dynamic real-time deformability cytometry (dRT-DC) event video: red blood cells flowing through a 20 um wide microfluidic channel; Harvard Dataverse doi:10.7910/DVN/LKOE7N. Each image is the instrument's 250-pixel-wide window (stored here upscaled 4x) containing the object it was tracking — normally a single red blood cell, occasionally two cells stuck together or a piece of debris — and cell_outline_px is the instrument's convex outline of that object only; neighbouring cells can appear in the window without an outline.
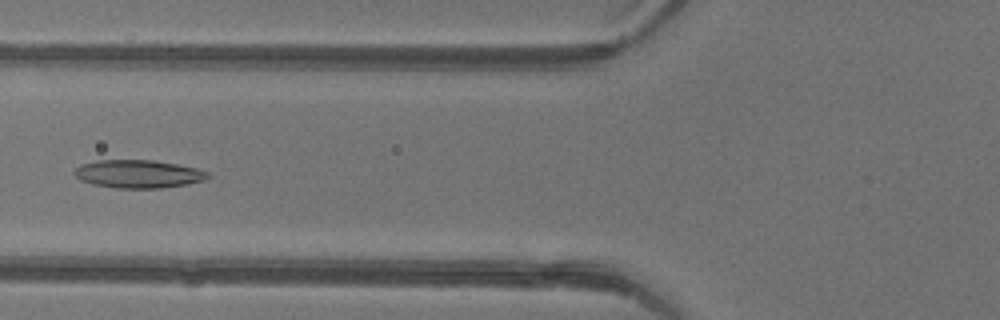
{"species": "common noctule bat (a hibernating species)", "species_latin": "Nyctalus noctula", "temperature_condition": "warm", "stored_images_in_passage": 47, "camera_frame_rate_fps": 3000, "um_per_image_px": 0.085, "animal": {"sex": "female"}, "frame": {"image": 1, "passage_image": 19, "time_ms": 6.0, "image_size_px": [1000, 320], "cell_outline_px": [[208, 176], [204, 180], [188, 184], [160, 188], [116, 188], [92, 184], [80, 180], [72, 172], [80, 164], [96, 160], [152, 160], [176, 164], [196, 168], [208, 172]], "centroid_in_image_um": [11.71, 14.78], "position_along_channel_um": 114.1, "area_um2": 21.79}}
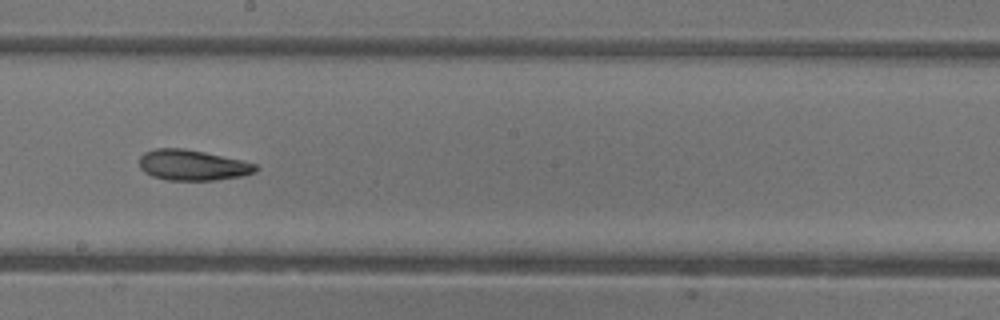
{"frame": {"image": 2, "passage_image": 27, "time_ms": 8.667, "image_size_px": [1000, 320], "cell_outline_px": [[260, 168], [256, 172], [244, 176], [216, 180], [168, 180], [152, 176], [144, 172], [140, 168], [140, 156], [144, 152], [156, 148], [184, 148], [204, 152], [240, 160], [256, 164]], "centroid_in_image_um": [16.38, 14.04], "position_along_channel_um": 231.8, "area_um2": 20.81}}
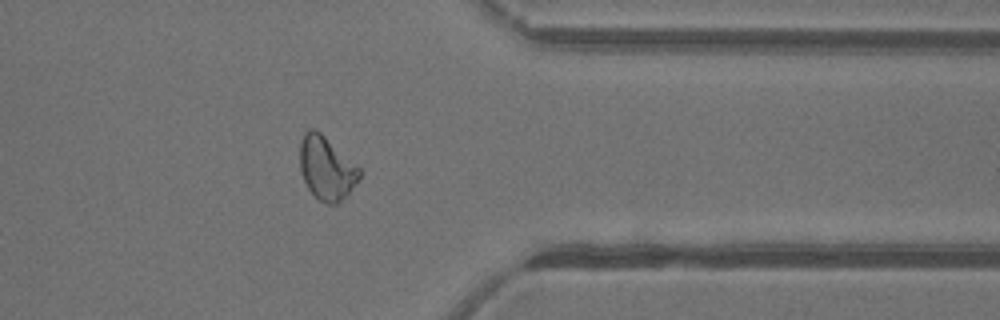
{"frame": {"image": 3, "passage_image": 38, "time_ms": 12.333, "image_size_px": [1000, 320], "cell_outline_px": [[360, 176], [348, 192], [336, 204], [324, 204], [308, 188], [304, 180], [300, 168], [300, 144], [304, 132], [308, 128], [312, 128], [320, 132], [360, 168]], "centroid_in_image_um": [27.72, 14.27], "position_along_channel_um": 383.7, "area_um2": 21.5}, "authors_computed_cell_mechanics": {"area_um2": 22.831, "velocity_mm_per_s": 4.4112, "shape_relaxation_time_tau1_ms": null, "shape_relaxation_time_tau2_ms": 1.9783, "deformation_change_tau1": null, "deformation_change_tau2": 0.0924}}